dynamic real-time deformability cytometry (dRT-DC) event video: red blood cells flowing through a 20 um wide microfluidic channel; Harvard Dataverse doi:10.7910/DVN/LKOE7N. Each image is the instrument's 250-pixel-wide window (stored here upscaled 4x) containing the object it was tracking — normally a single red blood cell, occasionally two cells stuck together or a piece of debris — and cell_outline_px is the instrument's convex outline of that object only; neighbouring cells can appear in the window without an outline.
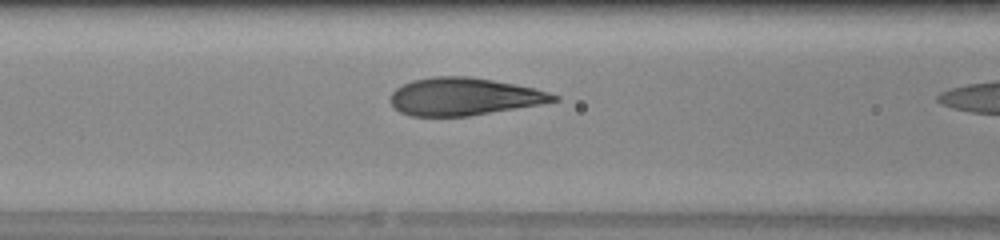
{"species": "human", "species_latin": "Homo sapiens", "temperature_condition": "warm", "stored_images_in_passage": 10, "camera_frame_rate_fps": 3000, "um_per_image_px": 0.085, "donor": {"sex": "female"}, "frame": {"image": 1, "passage_image": 6, "time_ms": 1.667, "image_size_px": [1000, 240], "cell_outline_px": [[560, 100], [540, 104], [468, 116], [412, 116], [400, 112], [392, 104], [392, 92], [396, 88], [412, 80], [436, 76], [468, 76], [492, 80], [536, 88], [560, 96]], "centroid_in_image_um": [39.46, 8.2], "position_along_channel_um": 127.1, "area_um2": 35.43}}